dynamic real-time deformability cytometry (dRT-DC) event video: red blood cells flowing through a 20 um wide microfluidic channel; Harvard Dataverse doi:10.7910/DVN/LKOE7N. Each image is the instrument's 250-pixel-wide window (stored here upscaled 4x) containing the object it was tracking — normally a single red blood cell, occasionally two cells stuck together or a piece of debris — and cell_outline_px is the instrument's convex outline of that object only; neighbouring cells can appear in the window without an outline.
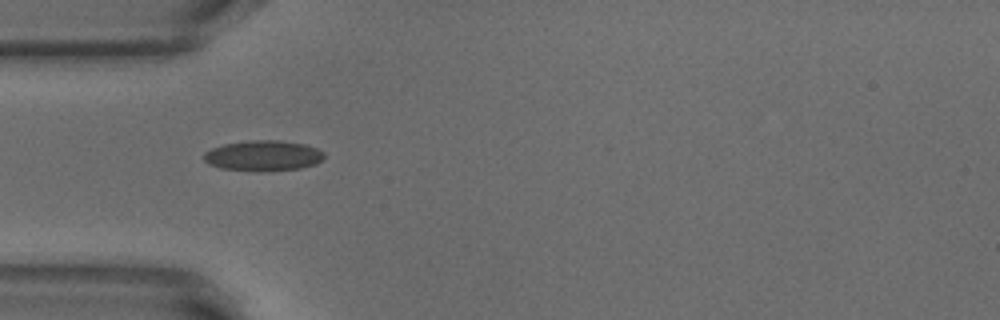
{"species": "common noctule bat (a hibernating species)", "species_latin": "Nyctalus noctula", "temperature_condition": "warm", "stored_images_in_passage": 30, "camera_frame_rate_fps": 3000, "um_per_image_px": 0.085, "animal": {"sex": "male", "body_mass_g": 18.8}, "frame": {"image": 1, "passage_image": 1, "time_ms": 0.0, "image_size_px": [1000, 320], "cell_outline_px": [[324, 156], [316, 164], [300, 168], [268, 172], [256, 172], [220, 168], [208, 164], [204, 160], [204, 152], [212, 148], [224, 144], [252, 140], [280, 140], [304, 144], [316, 148], [324, 152]], "centroid_in_image_um": [22.36, 13.25], "position_along_channel_um": 62.6, "area_um2": 21.62}}
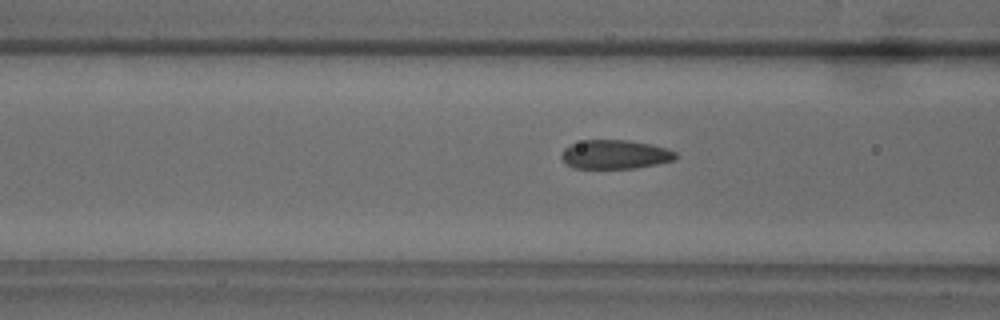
{"frame": {"image": 2, "passage_image": 5, "time_ms": 1.333, "image_size_px": [1000, 320], "cell_outline_px": [[680, 156], [676, 160], [636, 168], [572, 168], [560, 156], [564, 148], [568, 144], [584, 140], [628, 140], [652, 144], [668, 148], [676, 152]], "centroid_in_image_um": [52.32, 13.12], "position_along_channel_um": 114.3, "area_um2": 19.54}, "authors_computed_cell_mechanics": {"area_um2": 19.5942, "velocity_mm_per_s": 3.8632, "shape_relaxation_time_tau1_ms": 5.708, "shape_relaxation_time_tau2_ms": 0.8456, "deformation_change_tau1": 0.1586, "deformation_change_tau2": 0.0678}}